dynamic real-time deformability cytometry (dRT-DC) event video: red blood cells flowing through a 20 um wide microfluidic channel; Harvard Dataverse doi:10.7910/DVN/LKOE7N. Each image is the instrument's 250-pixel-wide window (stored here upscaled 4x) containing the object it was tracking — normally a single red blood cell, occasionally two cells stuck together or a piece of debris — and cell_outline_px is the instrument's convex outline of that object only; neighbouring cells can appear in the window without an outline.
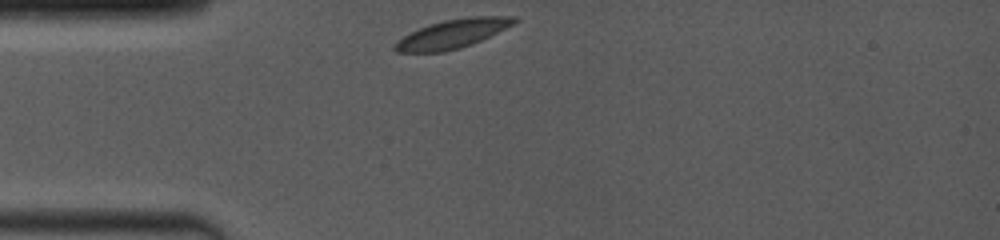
{"species": "common noctule bat (a hibernating species)", "species_latin": "Nyctalus noctula", "temperature_condition": "room temperature", "stored_images_in_passage": 3, "camera_frame_rate_fps": 4000, "um_per_image_px": 0.085, "animal": {"sex": "female", "body_mass_g": 19.0, "forearm_length_mm": 53.3}, "frame": {"image": 1, "passage_image": 1, "time_ms": 0.0, "image_size_px": [1000, 240], "cell_outline_px": [[520, 20], [472, 44], [460, 48], [444, 52], [396, 52], [392, 48], [392, 44], [396, 40], [420, 28], [444, 20], [472, 16], [516, 16]], "centroid_in_image_um": [38.42, 2.88], "position_along_channel_um": 46.6, "area_um2": 19.83}}